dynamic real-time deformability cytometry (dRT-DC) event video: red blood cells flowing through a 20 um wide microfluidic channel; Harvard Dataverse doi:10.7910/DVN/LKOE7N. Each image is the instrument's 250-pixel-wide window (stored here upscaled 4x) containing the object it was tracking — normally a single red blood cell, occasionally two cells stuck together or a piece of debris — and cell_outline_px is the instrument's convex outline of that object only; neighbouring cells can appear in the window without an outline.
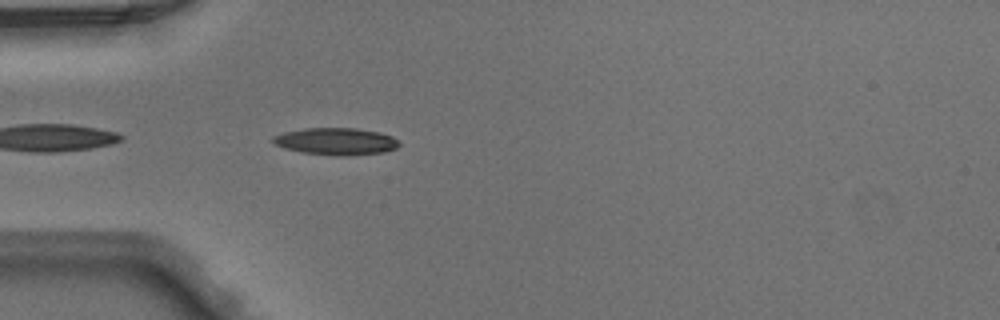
{"species": "Egyptian fruit bat (a non-hibernating species)", "species_latin": "Rousettus aegyptiacus", "temperature_condition": "warm", "stored_images_in_passage": 18, "camera_frame_rate_fps": 3000, "um_per_image_px": 0.085, "animal": {"sex": "male"}, "frame": {"image": 1, "passage_image": 2, "time_ms": 0.333, "image_size_px": [1000, 320], "cell_outline_px": [[400, 144], [396, 148], [384, 152], [348, 156], [340, 156], [304, 152], [284, 148], [276, 144], [272, 140], [272, 136], [284, 132], [304, 128], [356, 128], [380, 132], [392, 136], [400, 140]], "centroid_in_image_um": [28.6, 12.01], "position_along_channel_um": 56.4, "area_um2": 19.94}}
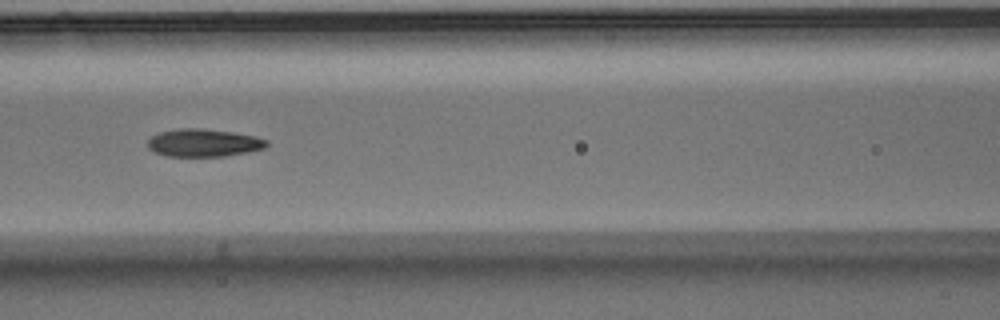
{"frame": {"image": 2, "passage_image": 9, "time_ms": 2.667, "image_size_px": [1000, 320], "cell_outline_px": [[268, 144], [264, 148], [248, 152], [224, 156], [164, 156], [148, 148], [148, 140], [152, 136], [160, 132], [180, 128], [204, 128], [232, 132], [256, 136], [268, 140]], "centroid_in_image_um": [17.32, 12.13], "position_along_channel_um": 149.3, "area_um2": 19.25}}
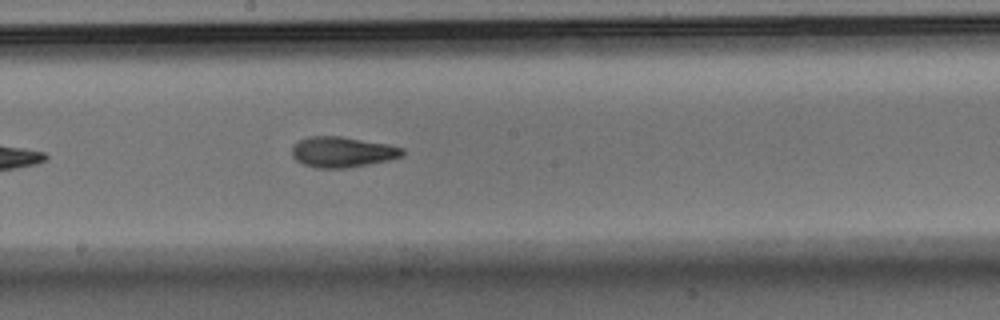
{"frame": {"image": 3, "passage_image": 14, "time_ms": 4.333, "image_size_px": [1000, 320], "cell_outline_px": [[404, 156], [388, 160], [368, 164], [344, 168], [316, 168], [304, 164], [296, 160], [292, 156], [292, 144], [308, 136], [340, 136], [388, 144], [404, 148]], "centroid_in_image_um": [29.09, 12.91], "position_along_channel_um": 219.1, "area_um2": 19.71}}